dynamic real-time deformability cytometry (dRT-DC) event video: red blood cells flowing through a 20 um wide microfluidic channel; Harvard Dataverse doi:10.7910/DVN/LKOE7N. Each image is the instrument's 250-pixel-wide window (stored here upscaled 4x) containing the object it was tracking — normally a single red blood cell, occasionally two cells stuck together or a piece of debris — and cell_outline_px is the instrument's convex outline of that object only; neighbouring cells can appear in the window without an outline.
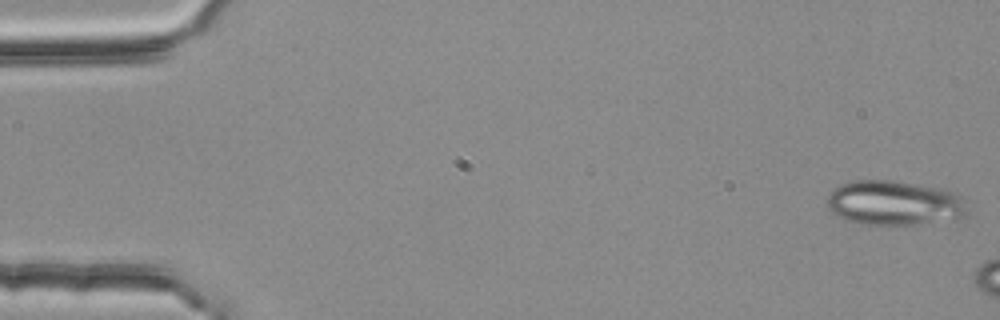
{"species": "common noctule bat (a hibernating species)", "species_latin": "Nyctalus noctula", "temperature_condition": "room temperature", "stored_images_in_passage": 8, "camera_frame_rate_fps": 3000, "um_per_image_px": 0.085, "animal": {"sex": "female", "body_mass_g": 25.1}, "frame": {"image": 1, "passage_image": 1, "time_ms": 0.0, "image_size_px": [1000, 320], "cell_outline_px": [[968, 212], [964, 216], [916, 224], [888, 228], [844, 220], [832, 212], [828, 208], [828, 196], [840, 184], [852, 180], [892, 180], [948, 188], [956, 192], [960, 196]], "centroid_in_image_um": [76.0, 17.26], "position_along_channel_um": 9.0, "area_um2": 37.11}}